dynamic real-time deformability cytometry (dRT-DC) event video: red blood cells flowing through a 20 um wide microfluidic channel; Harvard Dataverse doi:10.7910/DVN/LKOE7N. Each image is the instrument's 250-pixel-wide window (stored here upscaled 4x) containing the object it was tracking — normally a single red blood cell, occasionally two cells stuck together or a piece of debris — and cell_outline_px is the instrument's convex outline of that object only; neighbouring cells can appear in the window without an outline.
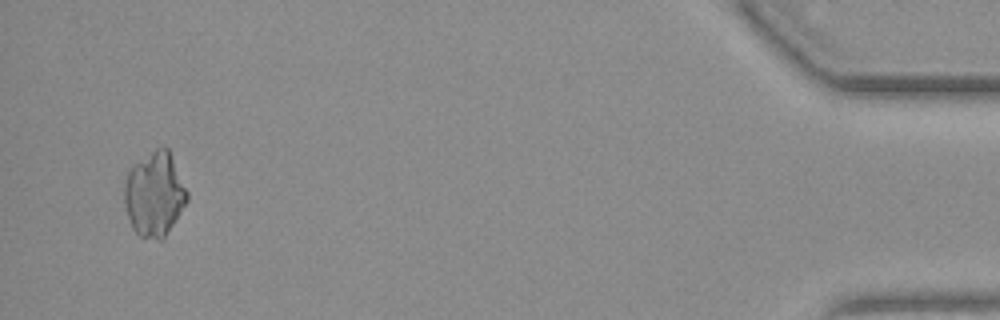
{"species": "common noctule bat (a hibernating species)", "species_latin": "Nyctalus noctula", "temperature_condition": "warm", "stored_images_in_passage": 39, "camera_frame_rate_fps": 3000, "um_per_image_px": 0.085, "animal": {"sex": "female", "body_mass_g": 19.3, "forearm_length_mm": 54.1}, "frame": {"image": 1, "passage_image": 37, "time_ms": 12.0, "image_size_px": [1000, 320], "cell_outline_px": [[188, 200], [164, 240], [156, 240], [140, 236], [132, 228], [128, 216], [124, 200], [124, 184], [128, 172], [132, 164], [156, 148], [164, 144], [168, 148], [188, 192]], "centroid_in_image_um": [13.14, 16.51], "position_along_channel_um": 422.1, "area_um2": 31.1}}